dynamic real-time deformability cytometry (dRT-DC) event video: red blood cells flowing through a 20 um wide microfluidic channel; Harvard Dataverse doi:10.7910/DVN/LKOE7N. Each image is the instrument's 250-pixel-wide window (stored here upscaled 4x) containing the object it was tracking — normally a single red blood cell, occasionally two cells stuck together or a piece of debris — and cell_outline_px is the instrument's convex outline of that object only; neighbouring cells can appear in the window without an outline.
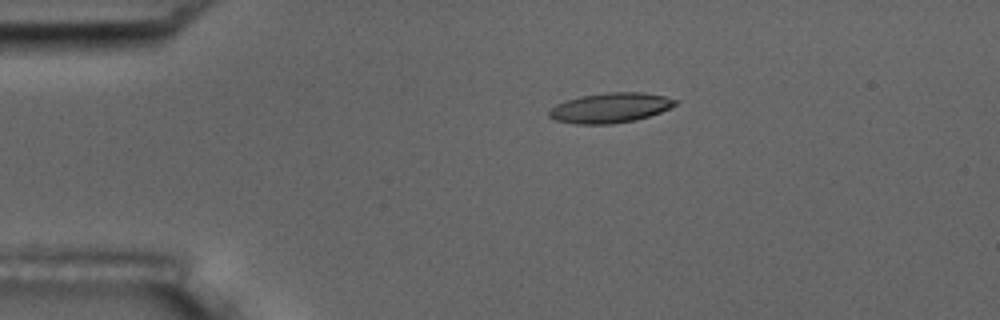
{"species": "common noctule bat (a hibernating species)", "species_latin": "Nyctalus noctula", "temperature_condition": "room temperature", "stored_images_in_passage": 5, "camera_frame_rate_fps": 3000, "um_per_image_px": 0.085, "animal": {"sex": "male", "body_mass_g": 17.5, "forearm_length_mm": 52.3}, "frame": {"image": 1, "passage_image": 4, "time_ms": 3.667, "image_size_px": [1000, 320], "cell_outline_px": [[680, 100], [676, 104], [660, 112], [636, 120], [612, 124], [576, 124], [556, 120], [548, 116], [548, 112], [556, 104], [564, 100], [580, 96], [608, 92], [640, 92], [664, 96]], "centroid_in_image_um": [51.85, 9.16], "position_along_channel_um": 33.1, "area_um2": 22.02}}